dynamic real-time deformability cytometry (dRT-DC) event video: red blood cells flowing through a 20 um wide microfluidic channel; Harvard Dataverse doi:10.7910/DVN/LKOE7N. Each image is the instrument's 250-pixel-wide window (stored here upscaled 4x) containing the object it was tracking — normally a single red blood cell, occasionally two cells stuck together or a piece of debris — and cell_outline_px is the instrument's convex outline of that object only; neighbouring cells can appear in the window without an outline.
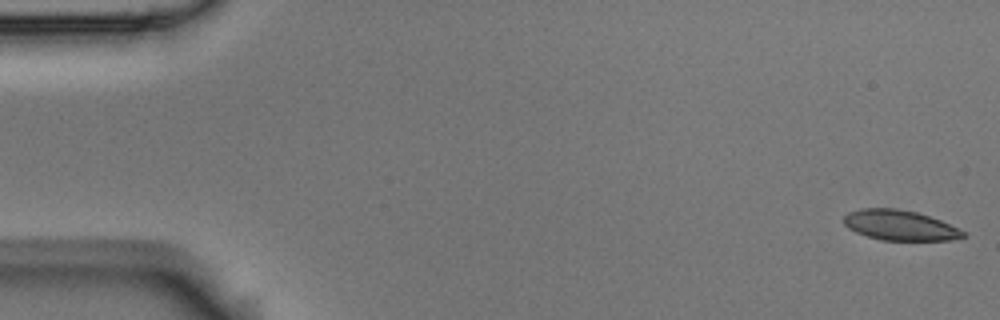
{"species": "Egyptian fruit bat (a non-hibernating species)", "species_latin": "Rousettus aegyptiacus", "temperature_condition": "room temperature", "stored_images_in_passage": 6, "camera_frame_rate_fps": 3000, "um_per_image_px": 0.085, "animal": {"sex": "male"}, "frame": {"image": 1, "passage_image": 1, "time_ms": 0.0, "image_size_px": [1000, 320], "cell_outline_px": [[968, 236], [948, 240], [884, 240], [868, 236], [856, 232], [848, 228], [844, 224], [844, 216], [848, 212], [860, 208], [896, 208], [916, 212], [940, 220], [964, 232]], "centroid_in_image_um": [76.45, 19.14], "position_along_channel_um": 8.6, "area_um2": 20.75}}
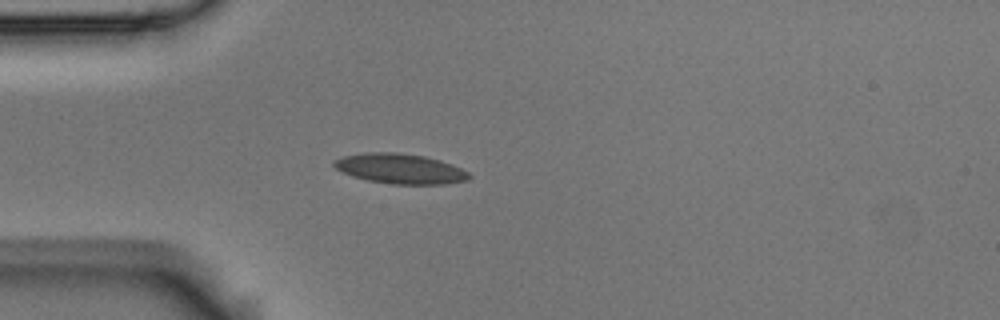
{"frame": {"image": 2, "passage_image": 5, "time_ms": 1.333, "image_size_px": [1000, 320], "cell_outline_px": [[472, 176], [468, 180], [444, 184], [392, 184], [368, 180], [352, 176], [336, 168], [332, 164], [332, 160], [344, 156], [364, 152], [396, 152], [424, 156], [440, 160], [452, 164], [468, 172]], "centroid_in_image_um": [34.01, 14.33], "position_along_channel_um": 51.0, "area_um2": 23.64}}